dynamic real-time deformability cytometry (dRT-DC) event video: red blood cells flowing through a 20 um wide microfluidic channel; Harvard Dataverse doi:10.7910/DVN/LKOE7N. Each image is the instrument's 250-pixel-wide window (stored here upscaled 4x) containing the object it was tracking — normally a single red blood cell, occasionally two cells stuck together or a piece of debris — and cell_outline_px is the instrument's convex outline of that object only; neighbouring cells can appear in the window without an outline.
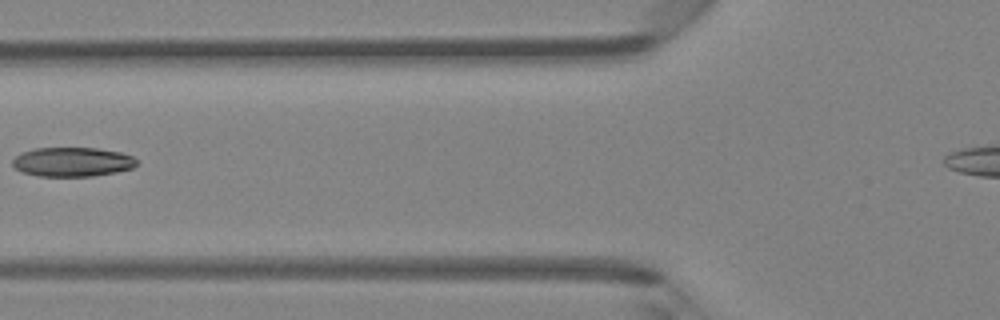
{"species": "Egyptian fruit bat (a non-hibernating species)", "species_latin": "Rousettus aegyptiacus", "temperature_condition": "room temperature", "stored_images_in_passage": 5, "camera_frame_rate_fps": 3000, "um_per_image_px": 0.085, "animal": {"sex": "female"}, "frame": {"image": 1, "passage_image": 5, "time_ms": 1.333, "image_size_px": [1000, 320], "cell_outline_px": [[140, 160], [132, 168], [116, 172], [92, 176], [36, 176], [24, 172], [16, 168], [12, 164], [12, 160], [20, 152], [36, 148], [96, 148], [120, 152], [132, 156]], "centroid_in_image_um": [6.16, 13.76], "position_along_channel_um": 119.6, "area_um2": 21.21}}